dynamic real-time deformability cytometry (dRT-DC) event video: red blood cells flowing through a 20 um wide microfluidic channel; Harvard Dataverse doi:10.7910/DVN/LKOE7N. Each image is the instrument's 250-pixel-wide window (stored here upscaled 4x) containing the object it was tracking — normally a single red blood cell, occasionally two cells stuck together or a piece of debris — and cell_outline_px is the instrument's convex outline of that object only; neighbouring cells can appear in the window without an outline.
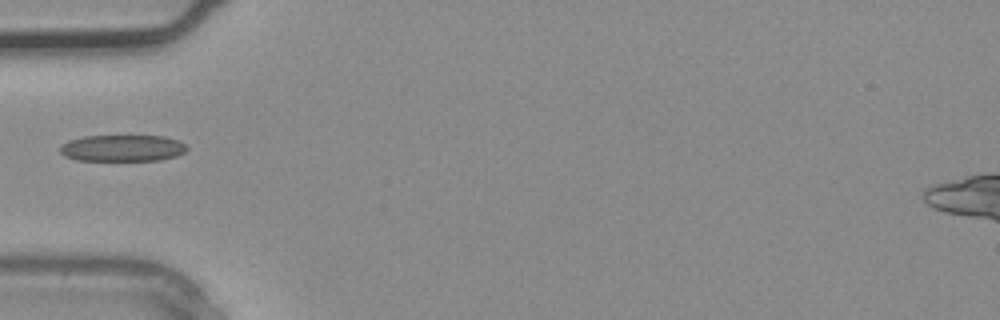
{"species": "common noctule bat (a hibernating species)", "species_latin": "Nyctalus noctula", "temperature_condition": "warm", "stored_images_in_passage": 1, "camera_frame_rate_fps": 3000, "um_per_image_px": 0.085, "animal": {"sex": "male", "body_mass_g": 20.4}, "frame": {"image": 1, "passage_image": 1, "time_ms": 0.0, "image_size_px": [1000, 320], "cell_outline_px": [[188, 148], [184, 152], [176, 156], [160, 160], [76, 160], [64, 156], [60, 152], [60, 144], [68, 140], [84, 136], [164, 136], [176, 140], [184, 144]], "centroid_in_image_um": [10.36, 12.59], "position_along_channel_um": 74.6, "area_um2": 19.59}}